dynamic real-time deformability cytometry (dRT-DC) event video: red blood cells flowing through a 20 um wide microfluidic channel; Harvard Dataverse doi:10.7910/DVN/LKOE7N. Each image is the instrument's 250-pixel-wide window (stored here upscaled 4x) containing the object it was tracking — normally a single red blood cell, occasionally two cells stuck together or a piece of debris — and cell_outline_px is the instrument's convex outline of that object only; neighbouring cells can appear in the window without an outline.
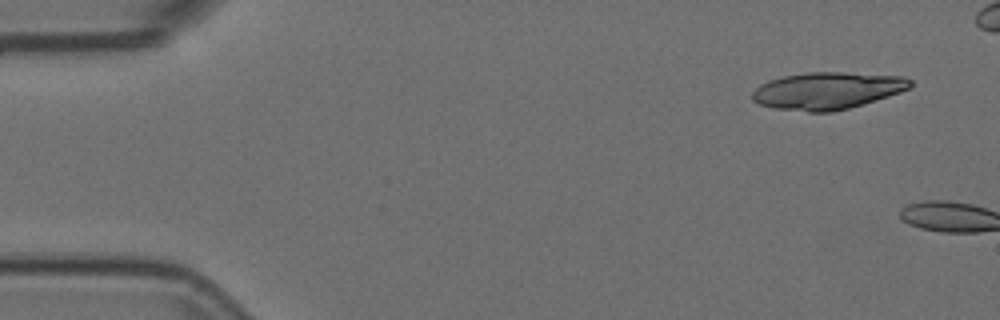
{"species": "Egyptian fruit bat (a non-hibernating species)", "species_latin": "Rousettus aegyptiacus", "temperature_condition": "room temperature", "stored_images_in_passage": 8, "camera_frame_rate_fps": 3000, "um_per_image_px": 0.085, "animal": {"sex": "female"}, "frame": {"image": 1, "passage_image": 1, "time_ms": 0.0, "image_size_px": [1000, 320], "cell_outline_px": [[912, 88], [888, 96], [848, 108], [832, 112], [808, 112], [776, 108], [760, 104], [752, 100], [752, 92], [760, 84], [768, 80], [784, 76], [808, 72], [840, 72], [904, 76], [912, 80]], "centroid_in_image_um": [70.33, 7.7], "position_along_channel_um": 14.7, "area_um2": 34.1}}
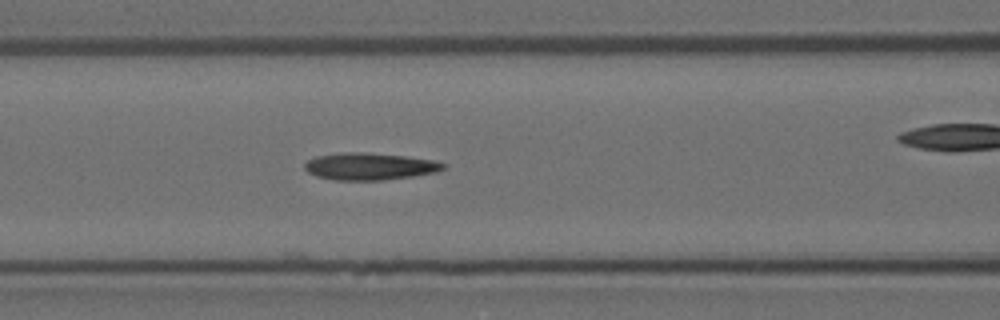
{"frame": {"image": 2, "passage_image": 7, "time_ms": 2.0, "image_size_px": [1000, 320], "cell_outline_px": [[448, 164], [444, 168], [436, 172], [412, 176], [380, 180], [336, 180], [316, 176], [308, 172], [304, 168], [304, 164], [308, 160], [316, 156], [344, 152], [364, 152], [404, 156], [436, 160]], "centroid_in_image_um": [31.43, 14.14], "position_along_channel_um": 135.2, "area_um2": 21.85}}